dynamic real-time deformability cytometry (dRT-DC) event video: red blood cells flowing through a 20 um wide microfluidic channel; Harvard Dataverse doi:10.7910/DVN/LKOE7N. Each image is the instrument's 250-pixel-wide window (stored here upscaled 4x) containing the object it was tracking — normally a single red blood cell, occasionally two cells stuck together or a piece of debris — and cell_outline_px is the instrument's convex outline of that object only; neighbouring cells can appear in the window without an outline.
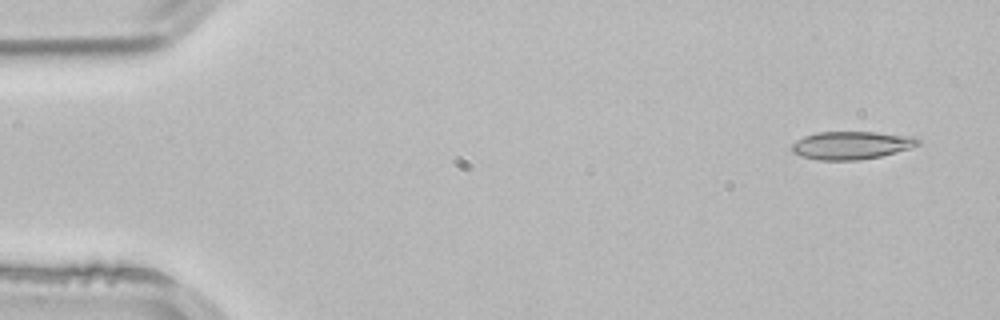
{"species": "common noctule bat (a hibernating species)", "species_latin": "Nyctalus noctula", "temperature_condition": "room temperature", "stored_images_in_passage": 3, "camera_frame_rate_fps": 3000, "um_per_image_px": 0.085, "animal": {"sex": "male", "body_mass_g": 21.5, "forearm_length_mm": 52.0}, "frame": {"image": 1, "passage_image": 1, "time_ms": 0.0, "image_size_px": [1000, 320], "cell_outline_px": [[920, 144], [908, 148], [880, 156], [860, 160], [820, 160], [800, 156], [792, 152], [792, 144], [796, 140], [804, 136], [816, 132], [876, 132], [920, 136]], "centroid_in_image_um": [72.38, 12.33], "position_along_channel_um": 12.6, "area_um2": 20.69}}
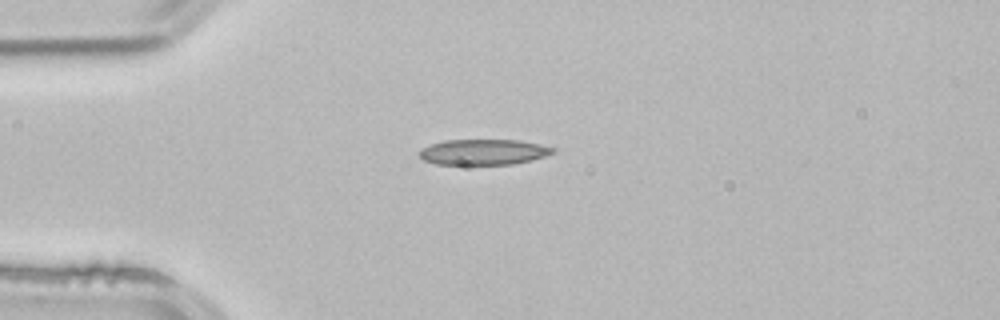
{"frame": {"image": 2, "passage_image": 3, "time_ms": 0.667, "image_size_px": [1000, 320], "cell_outline_px": [[556, 152], [532, 160], [512, 164], [436, 164], [424, 160], [420, 156], [420, 152], [424, 148], [432, 144], [444, 140], [520, 140], [540, 144], [556, 148]], "centroid_in_image_um": [41.15, 12.92], "position_along_channel_um": 43.8, "area_um2": 19.77}}